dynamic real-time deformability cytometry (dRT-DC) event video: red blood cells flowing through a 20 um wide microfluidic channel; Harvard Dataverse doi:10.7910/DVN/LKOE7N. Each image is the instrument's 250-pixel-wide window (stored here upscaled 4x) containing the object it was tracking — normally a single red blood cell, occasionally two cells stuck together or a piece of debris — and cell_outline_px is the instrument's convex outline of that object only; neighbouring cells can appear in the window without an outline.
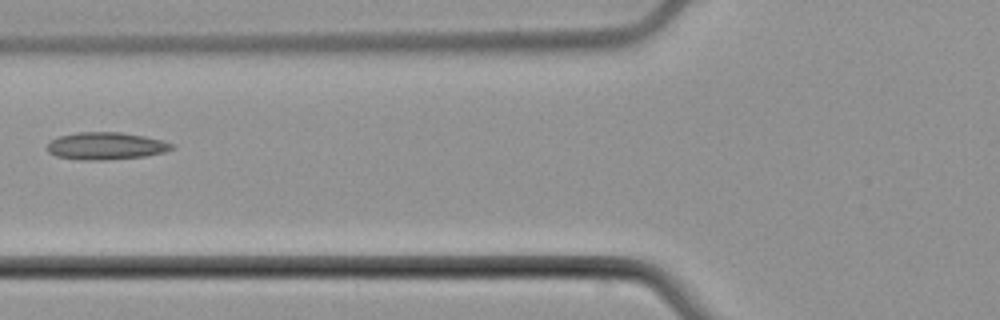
{"species": "common noctule bat (a hibernating species)", "species_latin": "Nyctalus noctula", "temperature_condition": "cold", "stored_images_in_passage": 3, "camera_frame_rate_fps": 3000, "um_per_image_px": 0.085, "animal": {"sex": "male", "body_mass_g": 21.5, "forearm_length_mm": 52.0}, "frame": {"image": 1, "passage_image": 3, "time_ms": 2.667, "image_size_px": [1000, 320], "cell_outline_px": [[176, 148], [164, 152], [144, 156], [104, 160], [80, 160], [56, 156], [48, 152], [48, 144], [52, 140], [60, 136], [76, 132], [120, 132], [144, 136], [164, 140], [176, 144]], "centroid_in_image_um": [9.05, 12.4], "position_along_channel_um": 116.7, "area_um2": 19.94}}